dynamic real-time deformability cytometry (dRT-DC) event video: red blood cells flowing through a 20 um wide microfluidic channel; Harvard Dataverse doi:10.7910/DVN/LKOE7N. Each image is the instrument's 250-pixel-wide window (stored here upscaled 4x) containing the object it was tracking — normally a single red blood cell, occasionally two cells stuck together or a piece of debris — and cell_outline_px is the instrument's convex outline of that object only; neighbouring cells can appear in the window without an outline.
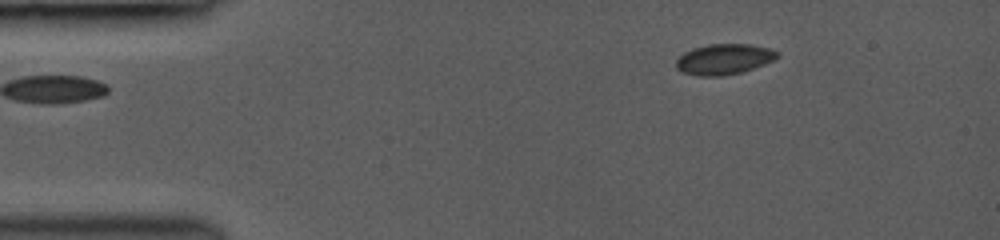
{"species": "common noctule bat (a hibernating species)", "species_latin": "Nyctalus noctula", "temperature_condition": "room temperature", "stored_images_in_passage": 3, "camera_frame_rate_fps": 3000, "um_per_image_px": 0.085, "animal": {"sex": "female", "body_mass_g": 19.0, "forearm_length_mm": 53.3}, "frame": {"image": 1, "passage_image": 3, "time_ms": 1.0, "image_size_px": [1000, 240], "cell_outline_px": [[780, 56], [776, 60], [740, 72], [724, 76], [700, 76], [684, 72], [676, 68], [676, 60], [684, 52], [692, 48], [708, 44], [752, 44], [768, 48], [776, 52]], "centroid_in_image_um": [61.54, 5.02], "position_along_channel_um": 23.5, "area_um2": 17.98}}